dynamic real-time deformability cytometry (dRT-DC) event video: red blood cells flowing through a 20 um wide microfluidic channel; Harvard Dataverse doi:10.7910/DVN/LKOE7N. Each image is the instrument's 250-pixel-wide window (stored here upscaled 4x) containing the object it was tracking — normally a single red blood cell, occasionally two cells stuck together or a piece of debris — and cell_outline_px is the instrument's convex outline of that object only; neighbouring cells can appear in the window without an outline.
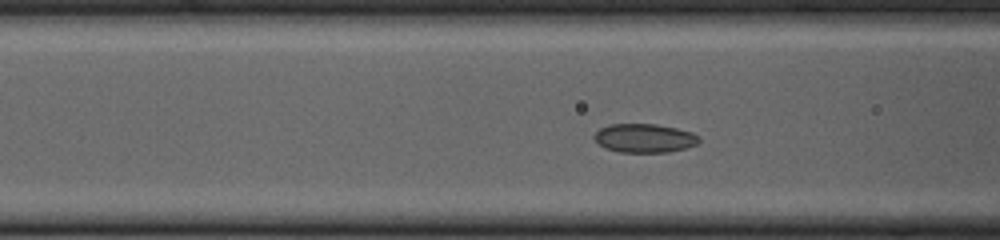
{"species": "common noctule bat (a hibernating species)", "species_latin": "Nyctalus noctula", "temperature_condition": "cold", "stored_images_in_passage": 36, "camera_frame_rate_fps": 3000, "um_per_image_px": 0.085, "animal": {"sex": "female", "body_mass_g": 23.0, "forearm_length_mm": 53.4}, "frame": {"image": 1, "passage_image": 13, "time_ms": 4.0, "image_size_px": [1000, 240], "cell_outline_px": [[700, 140], [696, 144], [684, 148], [668, 152], [620, 152], [604, 148], [592, 136], [600, 128], [608, 124], [656, 124], [676, 128], [692, 132], [700, 136]], "centroid_in_image_um": [54.77, 11.73], "position_along_channel_um": 111.8, "area_um2": 17.57}}
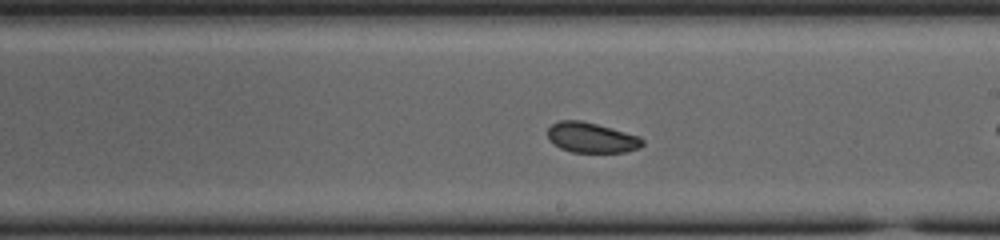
{"frame": {"image": 2, "passage_image": 23, "time_ms": 7.333, "image_size_px": [1000, 240], "cell_outline_px": [[644, 144], [640, 148], [624, 152], [572, 152], [560, 148], [552, 144], [548, 140], [548, 128], [552, 124], [560, 120], [580, 120], [596, 124], [640, 136], [644, 140]], "centroid_in_image_um": [50.26, 11.7], "position_along_channel_um": 238.7, "area_um2": 16.76}}
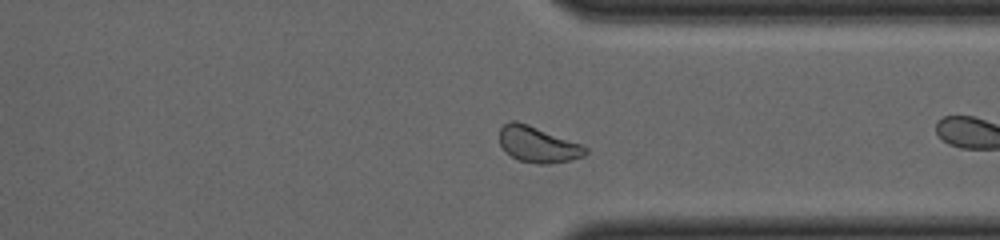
{"frame": {"image": 3, "passage_image": 33, "time_ms": 10.667, "image_size_px": [1000, 240], "cell_outline_px": [[588, 152], [584, 156], [568, 160], [548, 164], [540, 164], [520, 160], [512, 156], [500, 144], [500, 128], [504, 124], [512, 120], [516, 120], [528, 124], [584, 144], [588, 148]], "centroid_in_image_um": [45.77, 12.26], "position_along_channel_um": 365.6, "area_um2": 17.98}}